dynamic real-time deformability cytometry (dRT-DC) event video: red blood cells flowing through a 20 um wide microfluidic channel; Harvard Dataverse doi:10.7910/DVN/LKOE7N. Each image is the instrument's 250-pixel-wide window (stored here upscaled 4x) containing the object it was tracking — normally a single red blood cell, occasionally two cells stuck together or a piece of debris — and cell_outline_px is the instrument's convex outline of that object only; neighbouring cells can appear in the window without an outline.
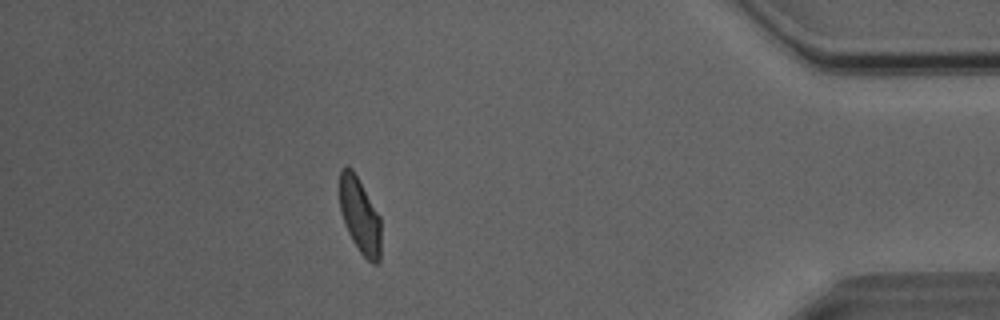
{"species": "Egyptian fruit bat (a non-hibernating species)", "species_latin": "Rousettus aegyptiacus", "temperature_condition": "room temperature", "stored_images_in_passage": 52, "camera_frame_rate_fps": 3000, "um_per_image_px": 0.085, "animal": {"sex": "male"}, "frame": {"image": 1, "passage_image": 45, "time_ms": 14.667, "image_size_px": [1000, 320], "cell_outline_px": [[380, 260], [376, 264], [372, 264], [360, 252], [352, 240], [344, 224], [340, 212], [340, 168], [344, 164], [348, 164], [352, 168], [380, 216]], "centroid_in_image_um": [30.57, 18.3], "position_along_channel_um": 404.6, "area_um2": 18.32}, "authors_computed_cell_mechanics": {"area_um2": 19.363, "velocity_mm_per_s": 4.0405, "shape_relaxation_time_tau1_ms": 3.9292, "shape_relaxation_time_tau2_ms": 1.1116, "deformation_change_tau1": 0.111, "deformation_change_tau2": 0.0576}}